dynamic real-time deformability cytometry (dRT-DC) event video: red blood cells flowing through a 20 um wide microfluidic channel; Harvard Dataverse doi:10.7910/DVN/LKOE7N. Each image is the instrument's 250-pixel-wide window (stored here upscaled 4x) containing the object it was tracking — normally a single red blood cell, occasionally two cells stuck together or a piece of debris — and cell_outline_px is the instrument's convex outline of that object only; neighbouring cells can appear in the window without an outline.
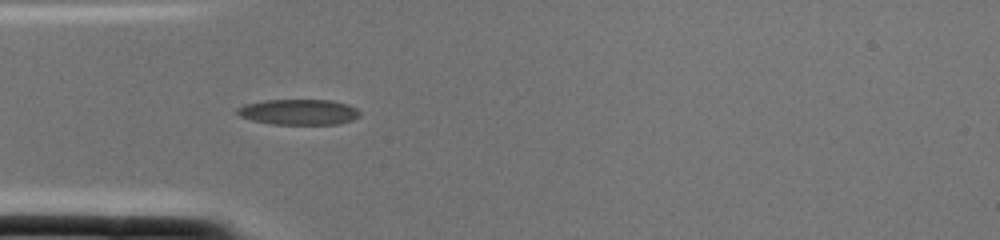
{"species": "common noctule bat (a hibernating species)", "species_latin": "Nyctalus noctula", "temperature_condition": "cold", "stored_images_in_passage": 2, "camera_frame_rate_fps": 3000, "um_per_image_px": 0.085, "animal": {"sex": "female", "body_mass_g": 22.0, "forearm_length_mm": 56.7}, "frame": {"image": 1, "passage_image": 2, "time_ms": 0.333, "image_size_px": [1000, 240], "cell_outline_px": [[360, 116], [352, 120], [340, 124], [272, 124], [252, 120], [240, 116], [236, 112], [236, 108], [244, 104], [264, 100], [332, 100], [348, 104], [356, 108], [360, 112]], "centroid_in_image_um": [25.4, 9.52], "position_along_channel_um": 59.6, "area_um2": 18.38}}